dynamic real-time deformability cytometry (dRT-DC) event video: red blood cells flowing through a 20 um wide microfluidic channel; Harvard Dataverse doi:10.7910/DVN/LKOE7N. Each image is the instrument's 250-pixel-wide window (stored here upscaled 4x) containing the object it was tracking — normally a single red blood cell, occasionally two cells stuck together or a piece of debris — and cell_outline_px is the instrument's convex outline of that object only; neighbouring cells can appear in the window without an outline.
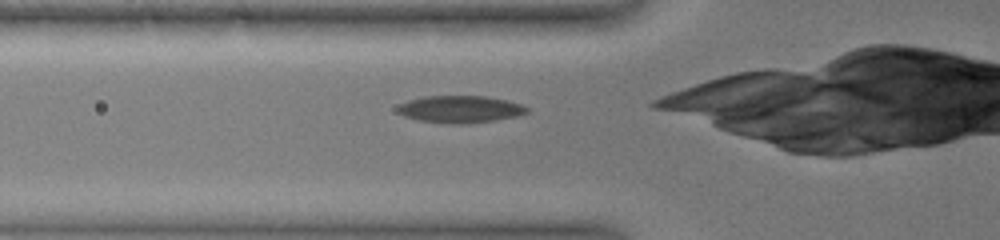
{"species": "common noctule bat (a hibernating species)", "species_latin": "Nyctalus noctula", "temperature_condition": "warm", "stored_images_in_passage": 33, "camera_frame_rate_fps": 3000, "um_per_image_px": 0.085, "animal": {"sex": "female", "body_mass_g": 19.0, "forearm_length_mm": 51.5}, "frame": {"image": 1, "passage_image": 9, "time_ms": 3.333, "image_size_px": [1000, 240], "cell_outline_px": [[528, 112], [520, 116], [468, 124], [452, 124], [416, 120], [404, 116], [396, 112], [396, 108], [400, 104], [408, 100], [424, 96], [484, 96], [508, 100], [520, 104], [528, 108]], "centroid_in_image_um": [39.1, 9.29], "position_along_channel_um": 86.7, "area_um2": 20.69}}
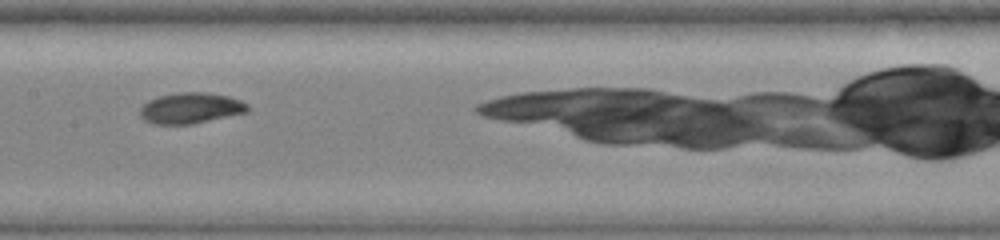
{"frame": {"image": 2, "passage_image": 16, "time_ms": 6.333, "image_size_px": [1000, 240], "cell_outline_px": [[248, 112], [192, 124], [152, 124], [144, 120], [140, 116], [140, 108], [148, 100], [160, 96], [176, 92], [204, 92], [228, 96], [240, 100], [248, 104]], "centroid_in_image_um": [16.19, 9.19], "position_along_channel_um": 191.2, "area_um2": 19.36}}
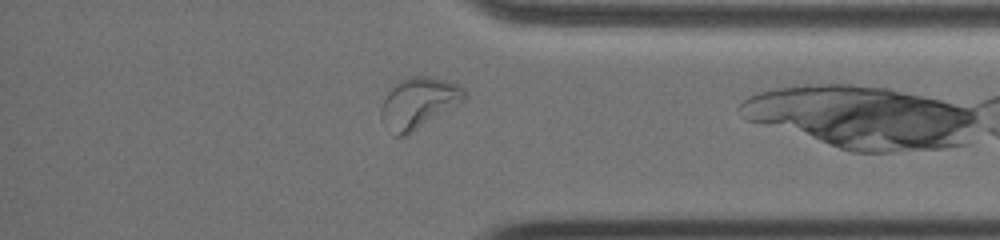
{"frame": {"image": 3, "passage_image": 31, "time_ms": 12.333, "image_size_px": [1000, 240], "cell_outline_px": [[468, 96], [460, 104], [404, 136], [396, 136], [380, 112], [380, 108], [392, 84], [396, 80], [404, 76], [428, 76], [448, 80], [460, 84], [464, 88]], "centroid_in_image_um": [35.63, 8.66], "position_along_channel_um": 399.6, "area_um2": 24.62}, "authors_computed_cell_mechanics": {"area_um2": 19.4786, "velocity_mm_per_s": 3.4864, "shape_relaxation_time_tau1_ms": 4.1322, "shape_relaxation_time_tau2_ms": null, "deformation_change_tau1": 0.1775, "deformation_change_tau2": null}}